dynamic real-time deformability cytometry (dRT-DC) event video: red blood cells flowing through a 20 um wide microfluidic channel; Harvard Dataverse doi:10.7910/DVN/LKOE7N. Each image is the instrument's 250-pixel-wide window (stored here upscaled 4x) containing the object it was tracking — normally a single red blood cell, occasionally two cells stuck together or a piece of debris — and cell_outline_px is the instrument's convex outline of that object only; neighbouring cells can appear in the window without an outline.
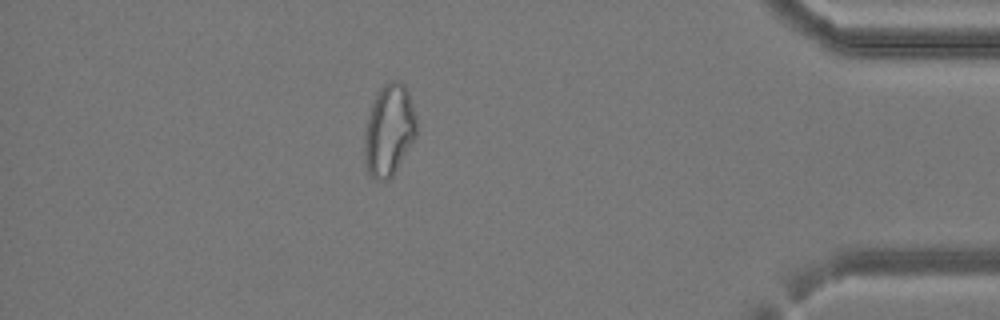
{"species": "common noctule bat (a hibernating species)", "species_latin": "Nyctalus noctula", "temperature_condition": "cold", "stored_images_in_passage": 39, "camera_frame_rate_fps": 3000, "um_per_image_px": 0.085, "animal": {"sex": "female", "body_mass_g": 24.6, "forearm_length_mm": 56.2}, "frame": {"image": 1, "passage_image": 34, "time_ms": 11.0, "image_size_px": [1000, 320], "cell_outline_px": [[416, 136], [392, 176], [388, 180], [376, 180], [368, 172], [364, 160], [364, 136], [368, 116], [372, 104], [380, 88], [388, 80], [400, 80], [404, 84], [408, 92], [416, 116]], "centroid_in_image_um": [33.06, 11.06], "position_along_channel_um": 402.1, "area_um2": 27.69}}